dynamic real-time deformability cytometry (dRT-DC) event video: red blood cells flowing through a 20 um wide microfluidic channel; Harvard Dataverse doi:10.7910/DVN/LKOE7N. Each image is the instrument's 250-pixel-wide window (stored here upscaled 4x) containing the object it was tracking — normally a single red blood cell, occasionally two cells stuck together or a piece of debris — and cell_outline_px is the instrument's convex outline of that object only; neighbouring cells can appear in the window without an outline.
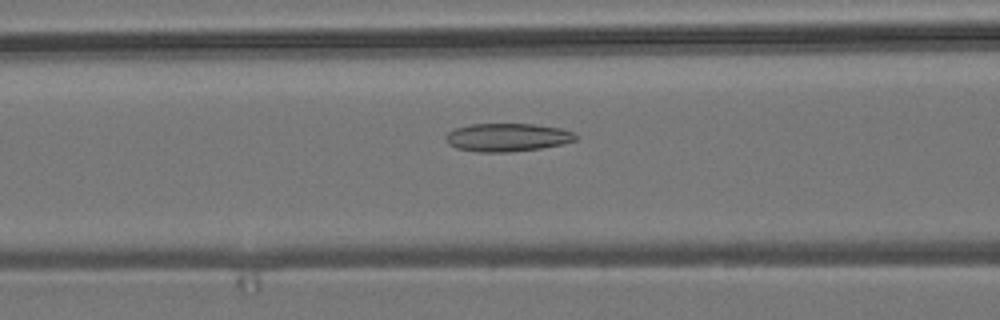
{"species": "common noctule bat (a hibernating species)", "species_latin": "Nyctalus noctula", "temperature_condition": "room temperature", "stored_images_in_passage": 43, "camera_frame_rate_fps": 3000, "um_per_image_px": 0.085, "animal": {"sex": "male", "body_mass_g": 19.2, "forearm_length_mm": 51.8}, "frame": {"image": 1, "passage_image": 18, "time_ms": 5.667, "image_size_px": [1000, 320], "cell_outline_px": [[580, 136], [576, 140], [564, 144], [540, 148], [508, 152], [480, 152], [456, 148], [448, 144], [444, 136], [448, 132], [456, 128], [472, 124], [532, 124], [560, 128], [576, 132]], "centroid_in_image_um": [43.16, 11.67], "position_along_channel_um": 123.4, "area_um2": 21.44}}
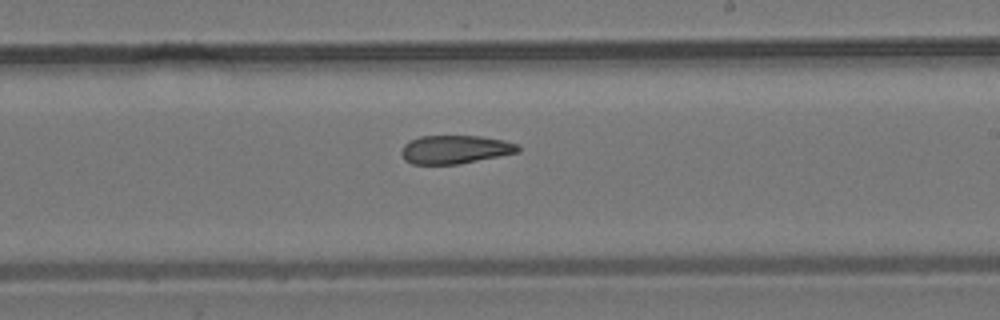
{"frame": {"image": 2, "passage_image": 28, "time_ms": 9.0, "image_size_px": [1000, 320], "cell_outline_px": [[520, 152], [460, 164], [412, 164], [404, 160], [400, 152], [404, 144], [408, 140], [420, 136], [480, 136], [504, 140], [520, 144]], "centroid_in_image_um": [38.69, 12.7], "position_along_channel_um": 250.3, "area_um2": 19.59}}
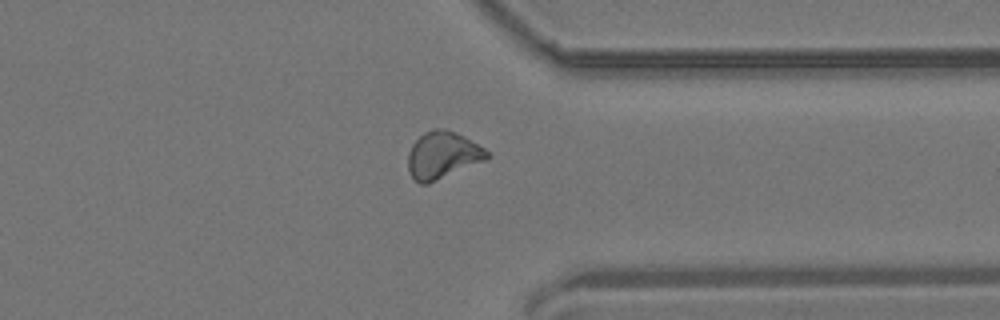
{"frame": {"image": 3, "passage_image": 38, "time_ms": 12.333, "image_size_px": [1000, 320], "cell_outline_px": [[492, 156], [488, 160], [428, 184], [420, 184], [408, 172], [408, 152], [412, 144], [424, 132], [432, 128], [444, 128], [456, 132], [464, 136], [484, 148]], "centroid_in_image_um": [37.64, 13.19], "position_along_channel_um": 373.8, "area_um2": 22.02}}